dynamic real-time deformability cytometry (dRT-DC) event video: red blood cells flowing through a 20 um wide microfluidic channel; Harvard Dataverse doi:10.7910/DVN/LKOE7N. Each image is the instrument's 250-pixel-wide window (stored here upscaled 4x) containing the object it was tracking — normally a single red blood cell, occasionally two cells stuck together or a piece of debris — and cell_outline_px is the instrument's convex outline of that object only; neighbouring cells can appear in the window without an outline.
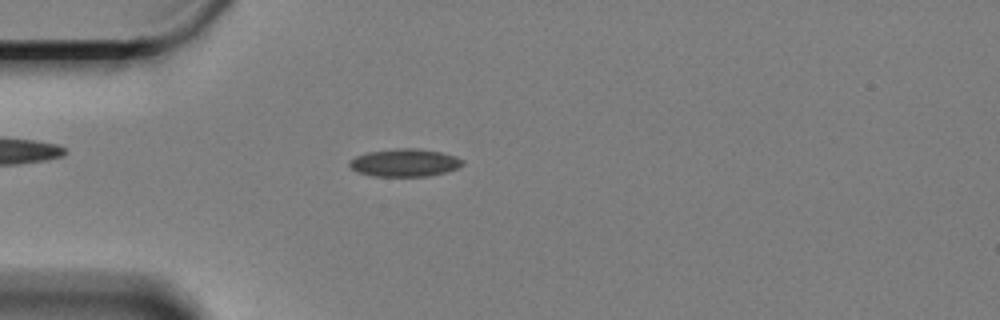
{"species": "Egyptian fruit bat (a non-hibernating species)", "species_latin": "Rousettus aegyptiacus", "temperature_condition": "cold", "stored_images_in_passage": 56, "camera_frame_rate_fps": 3000, "um_per_image_px": 0.085, "animal": {"sex": "female"}, "frame": {"image": 1, "passage_image": 12, "time_ms": 3.667, "image_size_px": [1000, 320], "cell_outline_px": [[464, 164], [456, 168], [444, 172], [428, 176], [372, 176], [360, 172], [352, 168], [348, 164], [348, 160], [356, 156], [368, 152], [396, 148], [416, 148], [440, 152], [456, 156], [464, 160]], "centroid_in_image_um": [34.39, 13.82], "position_along_channel_um": 50.6, "area_um2": 18.21}}
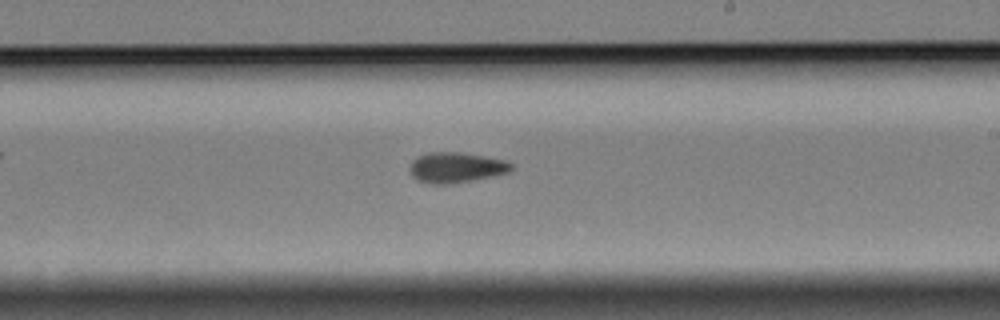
{"frame": {"image": 2, "passage_image": 31, "time_ms": 10.0, "image_size_px": [1000, 320], "cell_outline_px": [[512, 168], [508, 172], [472, 180], [448, 184], [428, 184], [416, 180], [412, 176], [408, 168], [412, 160], [416, 156], [428, 152], [460, 152], [484, 156], [504, 160], [512, 164]], "centroid_in_image_um": [38.68, 14.23], "position_along_channel_um": 250.3, "area_um2": 18.03}}
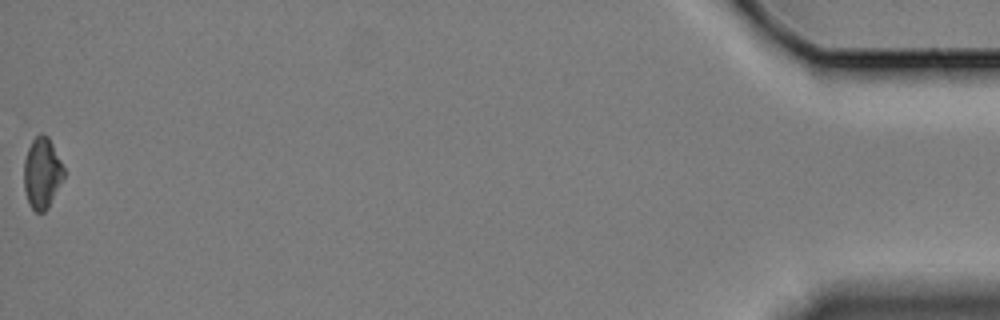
{"frame": {"image": 3, "passage_image": 56, "time_ms": 18.333, "image_size_px": [1000, 320], "cell_outline_px": [[64, 176], [48, 208], [44, 212], [36, 212], [28, 204], [24, 188], [24, 160], [28, 148], [32, 140], [40, 132], [44, 132], [48, 136], [64, 168]], "centroid_in_image_um": [3.56, 14.7], "position_along_channel_um": 431.6, "area_um2": 16.47}, "authors_computed_cell_mechanics": {"area_um2": 17.1955, "velocity_mm_per_s": 3.3161, "shape_relaxation_time_tau1_ms": 5.9492, "shape_relaxation_time_tau2_ms": 5.2908, "deformation_change_tau1": 0.1129, "deformation_change_tau2": 0.1223}}